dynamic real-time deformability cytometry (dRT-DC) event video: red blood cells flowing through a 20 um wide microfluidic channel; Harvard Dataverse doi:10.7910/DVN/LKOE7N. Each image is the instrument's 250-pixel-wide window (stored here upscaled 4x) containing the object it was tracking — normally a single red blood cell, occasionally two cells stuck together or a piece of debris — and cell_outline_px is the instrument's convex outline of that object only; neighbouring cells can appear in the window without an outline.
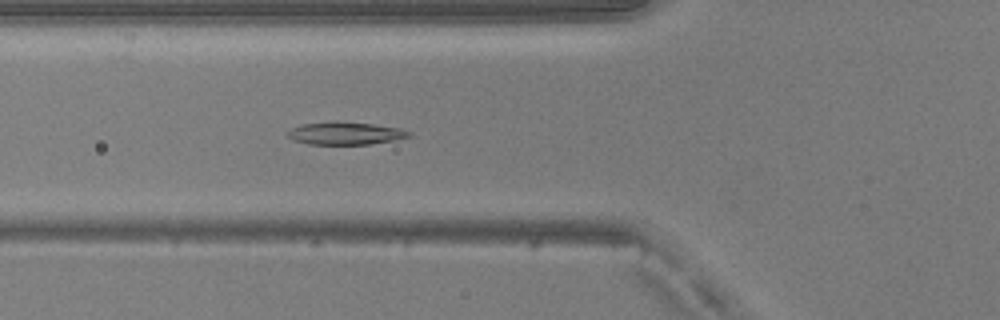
{"species": "common noctule bat (a hibernating species)", "species_latin": "Nyctalus noctula", "temperature_condition": "warm", "stored_images_in_passage": 39, "camera_frame_rate_fps": 3000, "um_per_image_px": 0.085, "animal": {"sex": "male", "body_mass_g": 20.5, "forearm_length_mm": 52.5}, "frame": {"image": 1, "passage_image": 8, "time_ms": 2.333, "image_size_px": [1000, 320], "cell_outline_px": [[412, 136], [396, 140], [372, 144], [308, 144], [292, 140], [284, 132], [292, 128], [304, 124], [372, 124], [400, 128], [412, 132]], "centroid_in_image_um": [29.41, 11.38], "position_along_channel_um": 96.4, "area_um2": 15.32}}
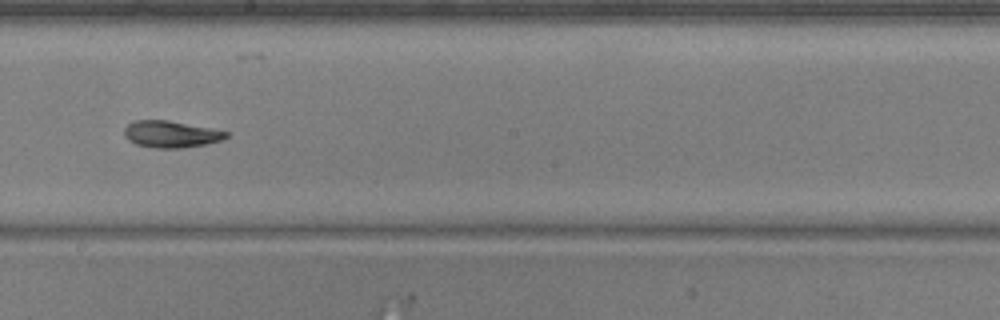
{"frame": {"image": 2, "passage_image": 18, "time_ms": 5.667, "image_size_px": [1000, 320], "cell_outline_px": [[228, 136], [224, 140], [184, 148], [156, 148], [136, 144], [128, 140], [124, 136], [124, 128], [128, 124], [136, 120], [168, 120], [212, 128], [228, 132]], "centroid_in_image_um": [14.54, 11.4], "position_along_channel_um": 233.7, "area_um2": 15.95}}
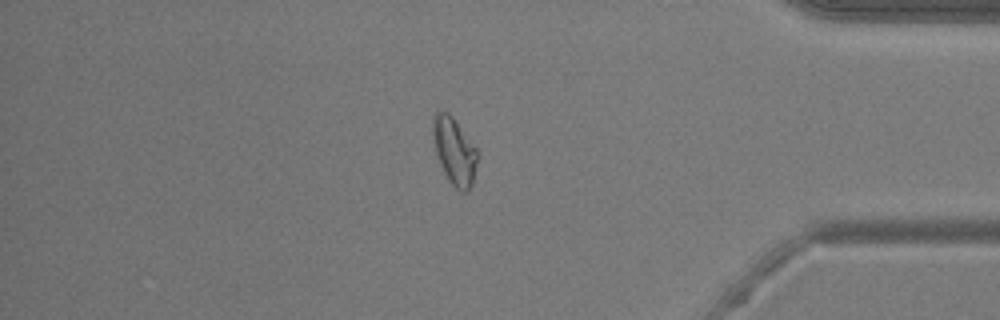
{"frame": {"image": 3, "passage_image": 32, "time_ms": 10.333, "image_size_px": [1000, 320], "cell_outline_px": [[480, 156], [472, 184], [468, 192], [460, 192], [448, 180], [440, 164], [432, 140], [432, 116], [436, 112], [448, 112], [452, 116], [480, 152]], "centroid_in_image_um": [38.64, 12.85], "position_along_channel_um": 396.6, "area_um2": 17.8}, "authors_computed_cell_mechanics": {"area_um2": 16.4152, "velocity_mm_per_s": 4.0933, "shape_relaxation_time_tau1_ms": 3.8664, "shape_relaxation_time_tau2_ms": 3.9155, "deformation_change_tau1": 0.1722, "deformation_change_tau2": 0.091}}